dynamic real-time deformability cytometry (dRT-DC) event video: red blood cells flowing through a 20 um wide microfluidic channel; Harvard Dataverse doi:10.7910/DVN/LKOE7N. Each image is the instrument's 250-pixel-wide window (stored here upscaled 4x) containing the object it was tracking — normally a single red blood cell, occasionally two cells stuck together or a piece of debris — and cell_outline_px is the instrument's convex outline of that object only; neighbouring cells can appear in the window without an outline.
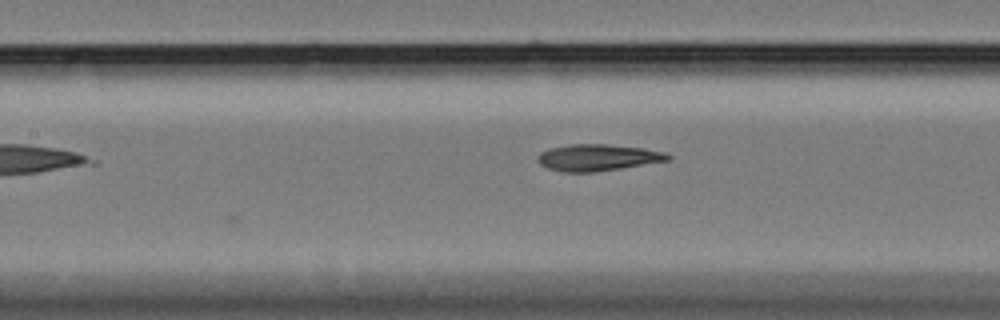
{"species": "Egyptian fruit bat (a non-hibernating species)", "species_latin": "Rousettus aegyptiacus", "temperature_condition": "cold", "stored_images_in_passage": 9, "camera_frame_rate_fps": 3000, "um_per_image_px": 0.085, "animal": {"sex": "female"}, "frame": {"image": 1, "passage_image": 9, "time_ms": 2.667, "image_size_px": [1000, 320], "cell_outline_px": [[672, 156], [668, 160], [620, 168], [592, 172], [560, 172], [548, 168], [540, 164], [536, 160], [536, 156], [540, 152], [548, 148], [568, 144], [608, 144], [644, 148], [664, 152]], "centroid_in_image_um": [50.73, 13.38], "position_along_channel_um": 156.7, "area_um2": 20.23}}